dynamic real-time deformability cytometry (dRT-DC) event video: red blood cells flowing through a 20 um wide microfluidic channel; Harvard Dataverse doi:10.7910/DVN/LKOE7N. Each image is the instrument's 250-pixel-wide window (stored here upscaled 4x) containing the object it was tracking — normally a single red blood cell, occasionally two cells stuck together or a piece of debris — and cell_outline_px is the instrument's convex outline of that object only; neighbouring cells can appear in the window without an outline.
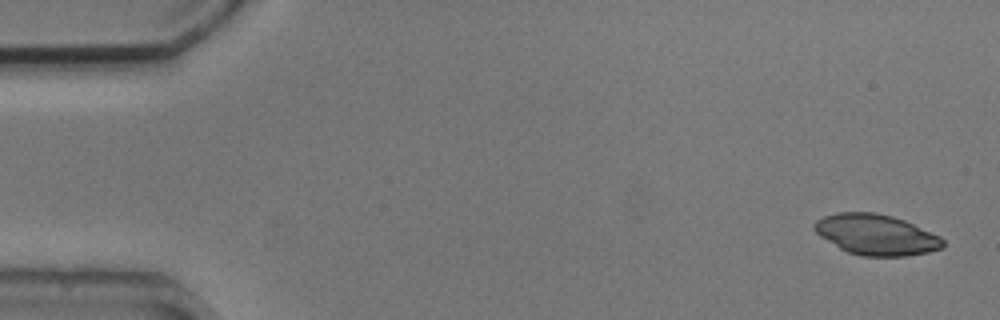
{"species": "common noctule bat (a hibernating species)", "species_latin": "Nyctalus noctula", "temperature_condition": "cold", "stored_images_in_passage": 5, "camera_frame_rate_fps": 3000, "um_per_image_px": 0.085, "animal": {"sex": "male", "body_mass_g": 20.5, "forearm_length_mm": 52.5}, "frame": {"image": 1, "passage_image": 1, "time_ms": 0.0, "image_size_px": [1000, 320], "cell_outline_px": [[944, 244], [940, 248], [928, 252], [904, 256], [860, 256], [848, 252], [840, 248], [820, 236], [812, 228], [812, 224], [816, 220], [824, 216], [836, 212], [876, 212], [892, 216], [904, 220], [940, 236], [944, 240]], "centroid_in_image_um": [74.44, 19.94], "position_along_channel_um": 10.6, "area_um2": 30.4}}